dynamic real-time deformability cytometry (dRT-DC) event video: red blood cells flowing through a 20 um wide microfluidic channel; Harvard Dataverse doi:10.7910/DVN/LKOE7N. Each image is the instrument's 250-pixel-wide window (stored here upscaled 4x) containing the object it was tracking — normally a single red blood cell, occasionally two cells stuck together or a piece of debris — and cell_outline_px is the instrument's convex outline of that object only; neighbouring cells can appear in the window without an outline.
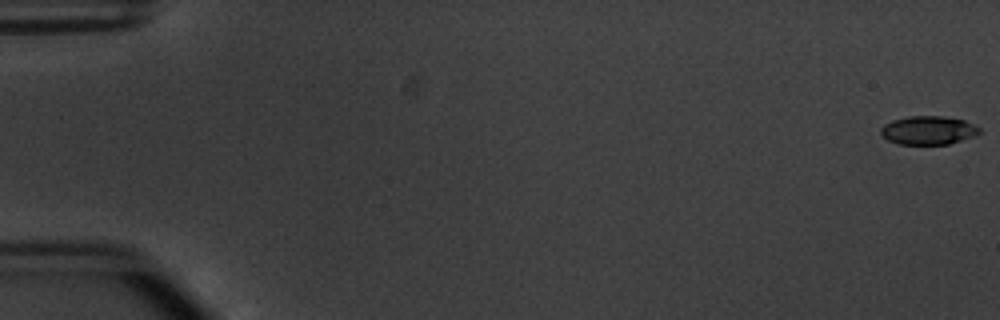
{"species": "common noctule bat (a hibernating species)", "species_latin": "Nyctalus noctula", "temperature_condition": "warm", "stored_images_in_passage": 54, "camera_frame_rate_fps": 3000, "um_per_image_px": 0.085, "animal": {"sex": "male", "body_mass_g": 20.1, "forearm_length_mm": 53.5}, "frame": {"image": 1, "passage_image": 1, "time_ms": 0.0, "image_size_px": [1000, 320], "cell_outline_px": [[980, 132], [972, 136], [948, 144], [900, 144], [888, 140], [880, 132], [880, 128], [884, 124], [892, 120], [908, 116], [944, 116], [964, 120], [980, 128]], "centroid_in_image_um": [78.87, 11.06], "position_along_channel_um": 6.1, "area_um2": 16.24}}
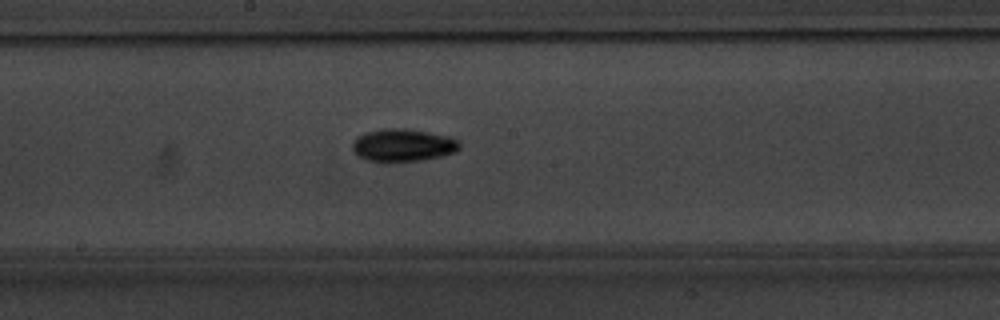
{"frame": {"image": 2, "passage_image": 30, "time_ms": 9.667, "image_size_px": [1000, 320], "cell_outline_px": [[460, 148], [456, 152], [424, 160], [384, 164], [364, 160], [356, 156], [352, 148], [352, 144], [356, 136], [364, 132], [384, 128], [404, 128], [428, 132], [448, 136], [456, 140], [460, 144]], "centroid_in_image_um": [34.17, 12.37], "position_along_channel_um": 214.0, "area_um2": 21.1}}
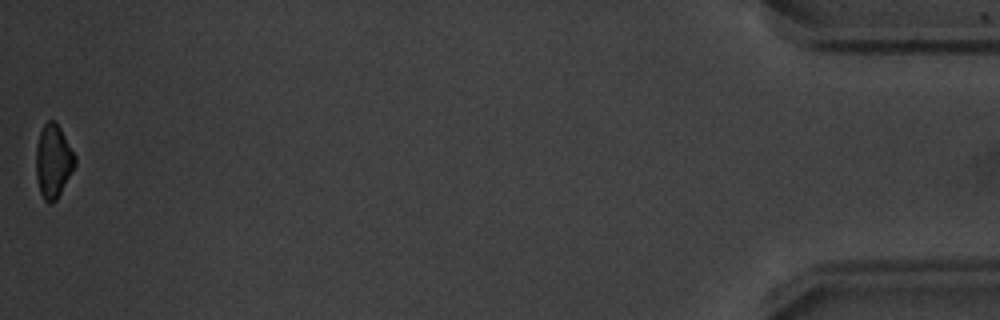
{"frame": {"image": 3, "passage_image": 54, "time_ms": 17.667, "image_size_px": [1000, 320], "cell_outline_px": [[76, 164], [56, 200], [52, 204], [48, 204], [44, 200], [40, 192], [36, 176], [36, 148], [40, 132], [44, 124], [48, 120], [56, 120], [76, 156]], "centroid_in_image_um": [4.53, 13.69], "position_along_channel_um": 430.7, "area_um2": 16.7}, "authors_computed_cell_mechanics": {"area_um2": 17.6579, "velocity_mm_per_s": 3.842, "shape_relaxation_time_tau1_ms": 2.3772, "shape_relaxation_time_tau2_ms": null, "deformation_change_tau1": 0.114, "deformation_change_tau2": null}}